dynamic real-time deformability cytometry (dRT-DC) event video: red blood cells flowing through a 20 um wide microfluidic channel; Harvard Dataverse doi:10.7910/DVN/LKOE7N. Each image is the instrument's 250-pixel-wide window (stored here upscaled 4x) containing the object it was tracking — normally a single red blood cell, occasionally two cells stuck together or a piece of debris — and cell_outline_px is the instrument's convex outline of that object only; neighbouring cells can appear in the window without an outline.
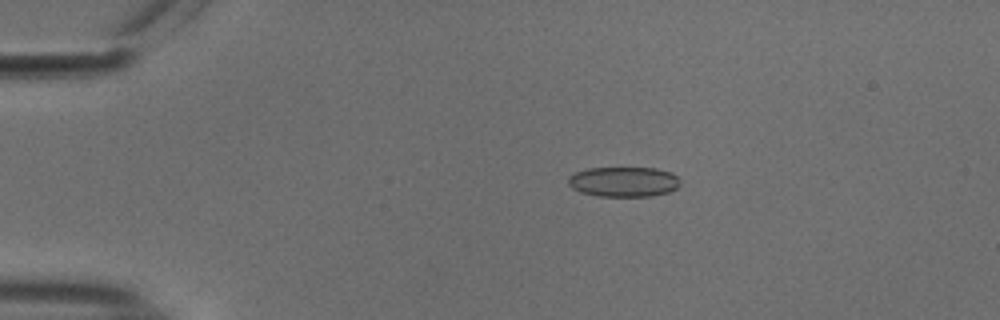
{"species": "common noctule bat (a hibernating species)", "species_latin": "Nyctalus noctula", "temperature_condition": "cold", "stored_images_in_passage": 51, "camera_frame_rate_fps": 3000, "um_per_image_px": 0.085, "animal": {"sex": "male", "body_mass_g": 18.8}, "frame": {"image": 1, "passage_image": 8, "time_ms": 2.333, "image_size_px": [1000, 320], "cell_outline_px": [[680, 184], [676, 188], [668, 192], [652, 196], [596, 196], [580, 192], [572, 188], [568, 184], [568, 176], [576, 172], [588, 168], [656, 168], [672, 172], [680, 180]], "centroid_in_image_um": [53.0, 15.45], "position_along_channel_um": 32.0, "area_um2": 19.71}}
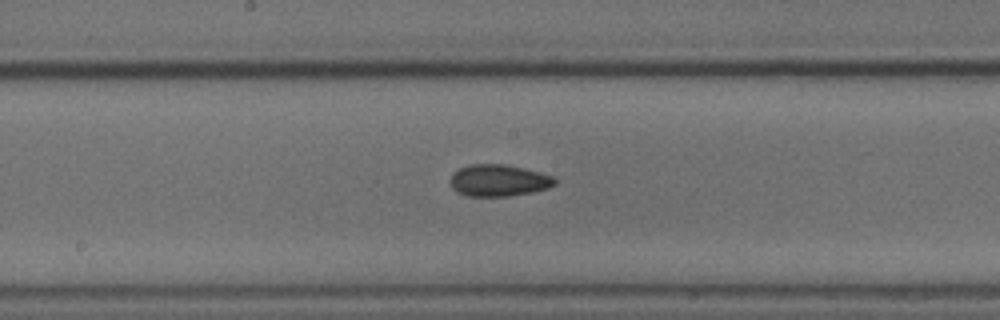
{"frame": {"image": 2, "passage_image": 26, "time_ms": 8.333, "image_size_px": [1000, 320], "cell_outline_px": [[556, 184], [548, 188], [532, 192], [508, 196], [468, 196], [452, 188], [452, 172], [468, 164], [504, 164], [524, 168], [540, 172], [552, 176], [556, 180]], "centroid_in_image_um": [42.41, 15.33], "position_along_channel_um": 205.8, "area_um2": 19.25}}
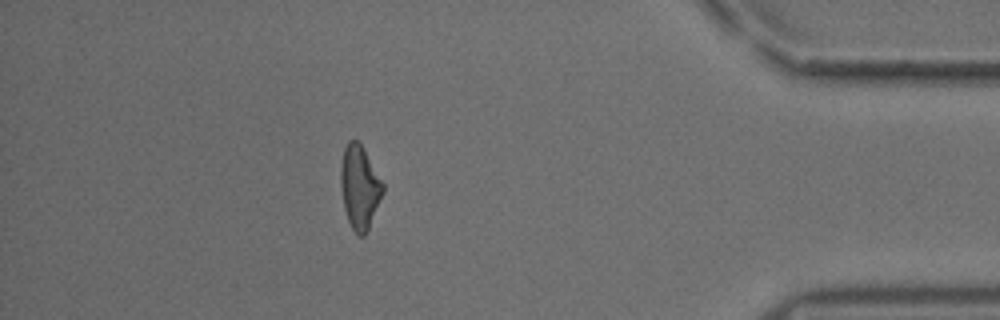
{"frame": {"image": 3, "passage_image": 45, "time_ms": 14.667, "image_size_px": [1000, 320], "cell_outline_px": [[384, 192], [368, 228], [364, 236], [360, 236], [352, 228], [348, 220], [344, 208], [340, 188], [340, 168], [344, 148], [348, 140], [356, 140], [360, 144], [384, 184]], "centroid_in_image_um": [30.55, 15.9], "position_along_channel_um": 404.7, "area_um2": 20.23}, "authors_computed_cell_mechanics": {"area_um2": 19.4786, "velocity_mm_per_s": 3.7692, "shape_relaxation_time_tau1_ms": 5.3498, "shape_relaxation_time_tau2_ms": 4.7663, "deformation_change_tau1": 0.0951, "deformation_change_tau2": 0.109}}